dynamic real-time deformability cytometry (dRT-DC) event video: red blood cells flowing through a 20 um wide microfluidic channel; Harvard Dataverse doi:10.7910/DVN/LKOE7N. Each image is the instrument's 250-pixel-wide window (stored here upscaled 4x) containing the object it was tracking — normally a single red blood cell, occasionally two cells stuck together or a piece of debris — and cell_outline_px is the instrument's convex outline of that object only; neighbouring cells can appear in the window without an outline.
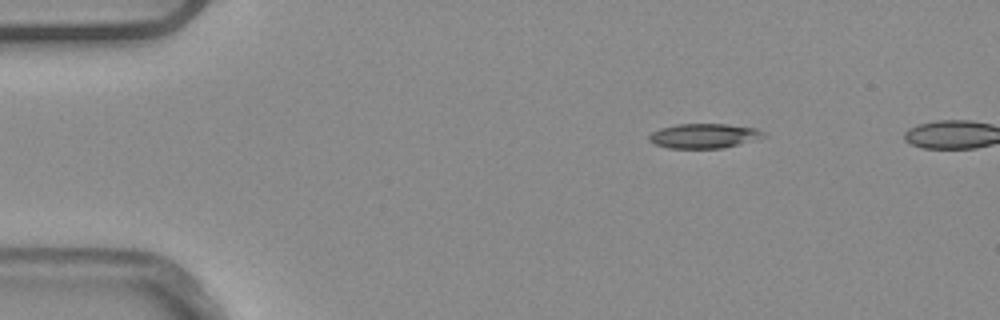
{"species": "common noctule bat (a hibernating species)", "species_latin": "Nyctalus noctula", "temperature_condition": "warm", "stored_images_in_passage": 4, "camera_frame_rate_fps": 3000, "um_per_image_px": 0.085, "animal": {"sex": "male", "body_mass_g": 20.4}, "frame": {"image": 1, "passage_image": 1, "time_ms": 0.0, "image_size_px": [1000, 320], "cell_outline_px": [[764, 136], [736, 144], [720, 148], [668, 148], [656, 144], [648, 140], [648, 136], [652, 132], [660, 128], [676, 124], [728, 124], [756, 128], [764, 132]], "centroid_in_image_um": [59.77, 11.53], "position_along_channel_um": 25.2, "area_um2": 16.13}}